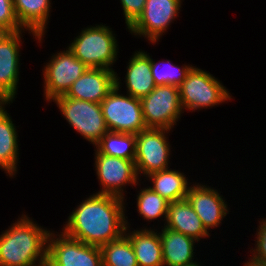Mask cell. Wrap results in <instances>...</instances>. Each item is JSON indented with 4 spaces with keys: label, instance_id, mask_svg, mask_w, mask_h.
Listing matches in <instances>:
<instances>
[{
    "label": "cell",
    "instance_id": "cell-1",
    "mask_svg": "<svg viewBox=\"0 0 266 266\" xmlns=\"http://www.w3.org/2000/svg\"><path fill=\"white\" fill-rule=\"evenodd\" d=\"M126 200L106 194L93 193L82 200L63 224L62 231L88 245L101 247L124 235Z\"/></svg>",
    "mask_w": 266,
    "mask_h": 266
},
{
    "label": "cell",
    "instance_id": "cell-2",
    "mask_svg": "<svg viewBox=\"0 0 266 266\" xmlns=\"http://www.w3.org/2000/svg\"><path fill=\"white\" fill-rule=\"evenodd\" d=\"M22 212L0 235V266H45L49 229Z\"/></svg>",
    "mask_w": 266,
    "mask_h": 266
},
{
    "label": "cell",
    "instance_id": "cell-3",
    "mask_svg": "<svg viewBox=\"0 0 266 266\" xmlns=\"http://www.w3.org/2000/svg\"><path fill=\"white\" fill-rule=\"evenodd\" d=\"M107 24H95L79 32L68 49L88 68L113 69L118 60L119 45L117 35Z\"/></svg>",
    "mask_w": 266,
    "mask_h": 266
},
{
    "label": "cell",
    "instance_id": "cell-4",
    "mask_svg": "<svg viewBox=\"0 0 266 266\" xmlns=\"http://www.w3.org/2000/svg\"><path fill=\"white\" fill-rule=\"evenodd\" d=\"M178 88L185 112L210 109L232 99L231 93L218 78L196 66L190 70Z\"/></svg>",
    "mask_w": 266,
    "mask_h": 266
},
{
    "label": "cell",
    "instance_id": "cell-5",
    "mask_svg": "<svg viewBox=\"0 0 266 266\" xmlns=\"http://www.w3.org/2000/svg\"><path fill=\"white\" fill-rule=\"evenodd\" d=\"M116 72V86L100 103L108 131L138 134L146 129L141 100L121 93V77ZM121 84V85H120Z\"/></svg>",
    "mask_w": 266,
    "mask_h": 266
},
{
    "label": "cell",
    "instance_id": "cell-6",
    "mask_svg": "<svg viewBox=\"0 0 266 266\" xmlns=\"http://www.w3.org/2000/svg\"><path fill=\"white\" fill-rule=\"evenodd\" d=\"M52 102L70 127L94 146L108 132L100 103L68 98L65 95Z\"/></svg>",
    "mask_w": 266,
    "mask_h": 266
},
{
    "label": "cell",
    "instance_id": "cell-7",
    "mask_svg": "<svg viewBox=\"0 0 266 266\" xmlns=\"http://www.w3.org/2000/svg\"><path fill=\"white\" fill-rule=\"evenodd\" d=\"M140 100L147 128L172 130L184 113L176 86H156Z\"/></svg>",
    "mask_w": 266,
    "mask_h": 266
},
{
    "label": "cell",
    "instance_id": "cell-8",
    "mask_svg": "<svg viewBox=\"0 0 266 266\" xmlns=\"http://www.w3.org/2000/svg\"><path fill=\"white\" fill-rule=\"evenodd\" d=\"M171 130L146 128L136 134L135 167L139 177L170 168L171 145L169 137ZM143 175V176H142Z\"/></svg>",
    "mask_w": 266,
    "mask_h": 266
},
{
    "label": "cell",
    "instance_id": "cell-9",
    "mask_svg": "<svg viewBox=\"0 0 266 266\" xmlns=\"http://www.w3.org/2000/svg\"><path fill=\"white\" fill-rule=\"evenodd\" d=\"M46 266H103L101 249L63 231L52 230L48 236Z\"/></svg>",
    "mask_w": 266,
    "mask_h": 266
},
{
    "label": "cell",
    "instance_id": "cell-10",
    "mask_svg": "<svg viewBox=\"0 0 266 266\" xmlns=\"http://www.w3.org/2000/svg\"><path fill=\"white\" fill-rule=\"evenodd\" d=\"M66 50L58 51L45 63L42 74L44 82V100L52 102L60 96L66 95L72 84L86 71L85 66L74 54Z\"/></svg>",
    "mask_w": 266,
    "mask_h": 266
},
{
    "label": "cell",
    "instance_id": "cell-11",
    "mask_svg": "<svg viewBox=\"0 0 266 266\" xmlns=\"http://www.w3.org/2000/svg\"><path fill=\"white\" fill-rule=\"evenodd\" d=\"M94 151V166L101 187L95 193L113 195L126 200L125 186H141L139 181L142 179L137 175L135 160L107 156L100 154L96 149Z\"/></svg>",
    "mask_w": 266,
    "mask_h": 266
},
{
    "label": "cell",
    "instance_id": "cell-12",
    "mask_svg": "<svg viewBox=\"0 0 266 266\" xmlns=\"http://www.w3.org/2000/svg\"><path fill=\"white\" fill-rule=\"evenodd\" d=\"M31 34L42 44L45 36H36L29 30L16 32H0V102L13 103L18 94L20 73V50L25 33ZM15 98V99H14Z\"/></svg>",
    "mask_w": 266,
    "mask_h": 266
},
{
    "label": "cell",
    "instance_id": "cell-13",
    "mask_svg": "<svg viewBox=\"0 0 266 266\" xmlns=\"http://www.w3.org/2000/svg\"><path fill=\"white\" fill-rule=\"evenodd\" d=\"M182 1L184 0H146L143 13L128 28V32L134 37L146 38L149 44H157L171 23L179 17Z\"/></svg>",
    "mask_w": 266,
    "mask_h": 266
},
{
    "label": "cell",
    "instance_id": "cell-14",
    "mask_svg": "<svg viewBox=\"0 0 266 266\" xmlns=\"http://www.w3.org/2000/svg\"><path fill=\"white\" fill-rule=\"evenodd\" d=\"M186 199L208 232L219 227L229 214L227 201L221 195V191L207 184L193 182L188 189Z\"/></svg>",
    "mask_w": 266,
    "mask_h": 266
},
{
    "label": "cell",
    "instance_id": "cell-15",
    "mask_svg": "<svg viewBox=\"0 0 266 266\" xmlns=\"http://www.w3.org/2000/svg\"><path fill=\"white\" fill-rule=\"evenodd\" d=\"M116 86V71L104 68H87L72 84L66 97L101 103Z\"/></svg>",
    "mask_w": 266,
    "mask_h": 266
},
{
    "label": "cell",
    "instance_id": "cell-16",
    "mask_svg": "<svg viewBox=\"0 0 266 266\" xmlns=\"http://www.w3.org/2000/svg\"><path fill=\"white\" fill-rule=\"evenodd\" d=\"M126 220L124 235L130 240L139 266H164L162 245L156 228H130ZM134 229V230H131Z\"/></svg>",
    "mask_w": 266,
    "mask_h": 266
},
{
    "label": "cell",
    "instance_id": "cell-17",
    "mask_svg": "<svg viewBox=\"0 0 266 266\" xmlns=\"http://www.w3.org/2000/svg\"><path fill=\"white\" fill-rule=\"evenodd\" d=\"M162 245V256L164 266H194L196 253L194 251L198 244L195 239L180 232L163 227L159 231ZM195 256V257H194Z\"/></svg>",
    "mask_w": 266,
    "mask_h": 266
},
{
    "label": "cell",
    "instance_id": "cell-18",
    "mask_svg": "<svg viewBox=\"0 0 266 266\" xmlns=\"http://www.w3.org/2000/svg\"><path fill=\"white\" fill-rule=\"evenodd\" d=\"M9 104L0 102V169L10 178H15L20 151L16 125L6 110Z\"/></svg>",
    "mask_w": 266,
    "mask_h": 266
},
{
    "label": "cell",
    "instance_id": "cell-19",
    "mask_svg": "<svg viewBox=\"0 0 266 266\" xmlns=\"http://www.w3.org/2000/svg\"><path fill=\"white\" fill-rule=\"evenodd\" d=\"M162 227L180 232L198 242L211 236L187 199L169 202L166 221Z\"/></svg>",
    "mask_w": 266,
    "mask_h": 266
},
{
    "label": "cell",
    "instance_id": "cell-20",
    "mask_svg": "<svg viewBox=\"0 0 266 266\" xmlns=\"http://www.w3.org/2000/svg\"><path fill=\"white\" fill-rule=\"evenodd\" d=\"M125 90L126 93L141 99L147 96L155 87L151 71V60L147 51H135L126 66Z\"/></svg>",
    "mask_w": 266,
    "mask_h": 266
},
{
    "label": "cell",
    "instance_id": "cell-21",
    "mask_svg": "<svg viewBox=\"0 0 266 266\" xmlns=\"http://www.w3.org/2000/svg\"><path fill=\"white\" fill-rule=\"evenodd\" d=\"M51 1L13 0L14 12L21 27L36 36H44L50 19Z\"/></svg>",
    "mask_w": 266,
    "mask_h": 266
},
{
    "label": "cell",
    "instance_id": "cell-22",
    "mask_svg": "<svg viewBox=\"0 0 266 266\" xmlns=\"http://www.w3.org/2000/svg\"><path fill=\"white\" fill-rule=\"evenodd\" d=\"M144 179L151 181L152 186L149 187L168 202L186 199L188 189L193 183L188 182L186 174L171 168L150 173Z\"/></svg>",
    "mask_w": 266,
    "mask_h": 266
},
{
    "label": "cell",
    "instance_id": "cell-23",
    "mask_svg": "<svg viewBox=\"0 0 266 266\" xmlns=\"http://www.w3.org/2000/svg\"><path fill=\"white\" fill-rule=\"evenodd\" d=\"M94 148L100 154L135 160L136 134L108 131Z\"/></svg>",
    "mask_w": 266,
    "mask_h": 266
},
{
    "label": "cell",
    "instance_id": "cell-24",
    "mask_svg": "<svg viewBox=\"0 0 266 266\" xmlns=\"http://www.w3.org/2000/svg\"><path fill=\"white\" fill-rule=\"evenodd\" d=\"M138 191L136 198L137 212L142 220L152 222L164 218L165 224L169 202L154 192L147 184V187L141 188Z\"/></svg>",
    "mask_w": 266,
    "mask_h": 266
},
{
    "label": "cell",
    "instance_id": "cell-25",
    "mask_svg": "<svg viewBox=\"0 0 266 266\" xmlns=\"http://www.w3.org/2000/svg\"><path fill=\"white\" fill-rule=\"evenodd\" d=\"M103 266H139L130 240L121 238L100 247Z\"/></svg>",
    "mask_w": 266,
    "mask_h": 266
},
{
    "label": "cell",
    "instance_id": "cell-26",
    "mask_svg": "<svg viewBox=\"0 0 266 266\" xmlns=\"http://www.w3.org/2000/svg\"><path fill=\"white\" fill-rule=\"evenodd\" d=\"M151 71L156 86L172 85L179 87L184 79L187 78L188 73L194 67L190 64H184L181 67L171 63L170 60L154 61L152 56Z\"/></svg>",
    "mask_w": 266,
    "mask_h": 266
},
{
    "label": "cell",
    "instance_id": "cell-27",
    "mask_svg": "<svg viewBox=\"0 0 266 266\" xmlns=\"http://www.w3.org/2000/svg\"><path fill=\"white\" fill-rule=\"evenodd\" d=\"M24 30L18 22L13 0H0V32H16Z\"/></svg>",
    "mask_w": 266,
    "mask_h": 266
},
{
    "label": "cell",
    "instance_id": "cell-28",
    "mask_svg": "<svg viewBox=\"0 0 266 266\" xmlns=\"http://www.w3.org/2000/svg\"><path fill=\"white\" fill-rule=\"evenodd\" d=\"M259 225L256 230L255 247L250 248L252 258L266 263V218L260 219ZM257 240V241H256ZM252 250V251H251Z\"/></svg>",
    "mask_w": 266,
    "mask_h": 266
},
{
    "label": "cell",
    "instance_id": "cell-29",
    "mask_svg": "<svg viewBox=\"0 0 266 266\" xmlns=\"http://www.w3.org/2000/svg\"><path fill=\"white\" fill-rule=\"evenodd\" d=\"M128 29L143 13L146 0H119Z\"/></svg>",
    "mask_w": 266,
    "mask_h": 266
},
{
    "label": "cell",
    "instance_id": "cell-30",
    "mask_svg": "<svg viewBox=\"0 0 266 266\" xmlns=\"http://www.w3.org/2000/svg\"><path fill=\"white\" fill-rule=\"evenodd\" d=\"M249 258H248V261L246 260V262L244 263V266H266L265 262L256 260L252 258L251 256Z\"/></svg>",
    "mask_w": 266,
    "mask_h": 266
}]
</instances>
